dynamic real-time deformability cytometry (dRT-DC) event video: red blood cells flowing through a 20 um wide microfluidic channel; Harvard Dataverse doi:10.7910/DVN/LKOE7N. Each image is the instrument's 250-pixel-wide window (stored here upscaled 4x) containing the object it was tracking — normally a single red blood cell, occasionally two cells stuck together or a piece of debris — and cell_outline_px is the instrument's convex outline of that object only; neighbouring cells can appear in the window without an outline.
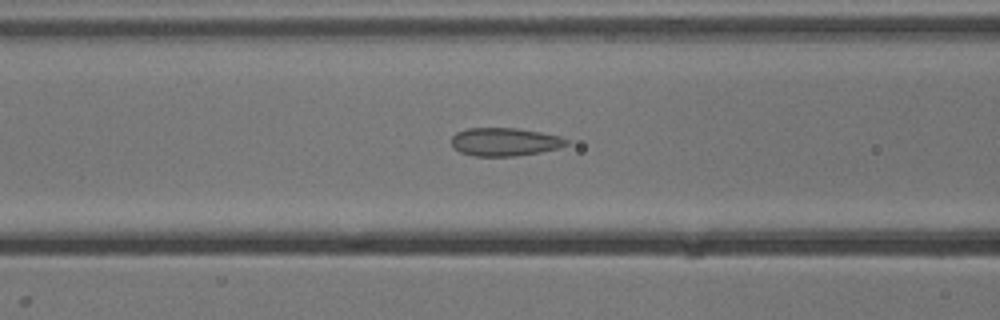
{"species": "common noctule bat (a hibernating species)", "species_latin": "Nyctalus noctula", "temperature_condition": "cold", "stored_images_in_passage": 36, "camera_frame_rate_fps": 3000, "um_per_image_px": 0.085, "animal": {"sex": "male", "body_mass_g": 13.3}, "frame": {"image": 1, "passage_image": 14, "time_ms": 4.333, "image_size_px": [1000, 320], "cell_outline_px": [[568, 144], [560, 148], [540, 152], [516, 156], [476, 156], [460, 152], [452, 148], [452, 136], [456, 132], [468, 128], [516, 128], [540, 132], [560, 136], [568, 140]], "centroid_in_image_um": [42.89, 12.06], "position_along_channel_um": 123.7, "area_um2": 18.96}}
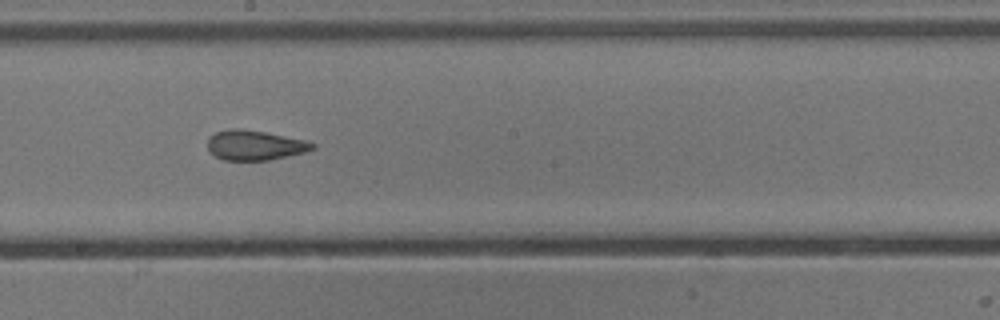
{"frame": {"image": 2, "passage_image": 22, "time_ms": 7.0, "image_size_px": [1000, 320], "cell_outline_px": [[316, 148], [304, 152], [268, 160], [224, 160], [216, 156], [208, 148], [208, 136], [216, 132], [228, 128], [240, 128], [264, 132], [304, 140], [316, 144]], "centroid_in_image_um": [21.64, 12.33], "position_along_channel_um": 226.6, "area_um2": 18.09}}
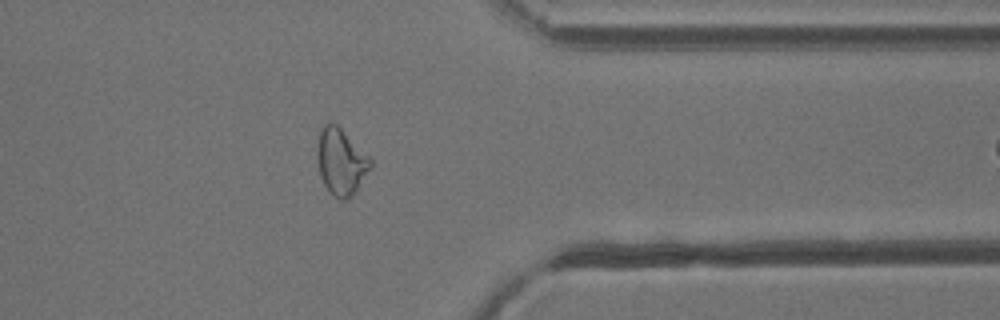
{"frame": {"image": 3, "passage_image": 35, "time_ms": 11.333, "image_size_px": [1000, 320], "cell_outline_px": [[372, 164], [356, 188], [344, 200], [340, 200], [324, 184], [320, 176], [316, 156], [316, 148], [320, 132], [324, 124], [328, 120], [336, 124], [372, 160]], "centroid_in_image_um": [28.92, 13.68], "position_along_channel_um": 382.5, "area_um2": 19.88}}